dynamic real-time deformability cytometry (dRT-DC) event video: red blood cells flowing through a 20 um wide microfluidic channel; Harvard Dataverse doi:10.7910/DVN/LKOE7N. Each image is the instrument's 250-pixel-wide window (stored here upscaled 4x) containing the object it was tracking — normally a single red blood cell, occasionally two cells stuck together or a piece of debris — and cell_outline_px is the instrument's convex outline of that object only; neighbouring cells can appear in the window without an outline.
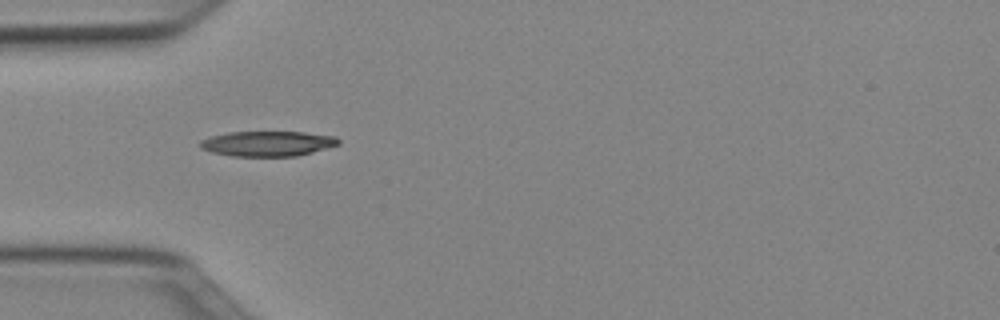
{"species": "Egyptian fruit bat (a non-hibernating species)", "species_latin": "Rousettus aegyptiacus", "temperature_condition": "cold", "stored_images_in_passage": 38, "camera_frame_rate_fps": 3000, "um_per_image_px": 0.085, "animal": {"sex": "female"}, "frame": {"image": 1, "passage_image": 3, "time_ms": 0.667, "image_size_px": [1000, 320], "cell_outline_px": [[340, 144], [312, 152], [296, 156], [232, 156], [212, 152], [200, 148], [200, 140], [208, 136], [228, 132], [304, 132], [336, 136], [340, 140]], "centroid_in_image_um": [22.73, 12.2], "position_along_channel_um": 62.3, "area_um2": 20.35}}
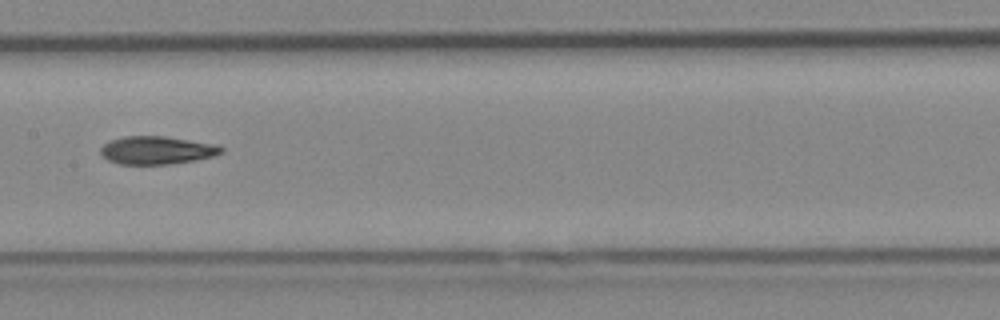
{"frame": {"image": 2, "passage_image": 13, "time_ms": 4.0, "image_size_px": [1000, 320], "cell_outline_px": [[224, 152], [212, 156], [196, 160], [168, 164], [120, 164], [108, 160], [100, 152], [100, 148], [108, 140], [124, 136], [164, 136], [220, 144], [224, 148]], "centroid_in_image_um": [13.36, 12.76], "position_along_channel_um": 194.0, "area_um2": 19.88}}
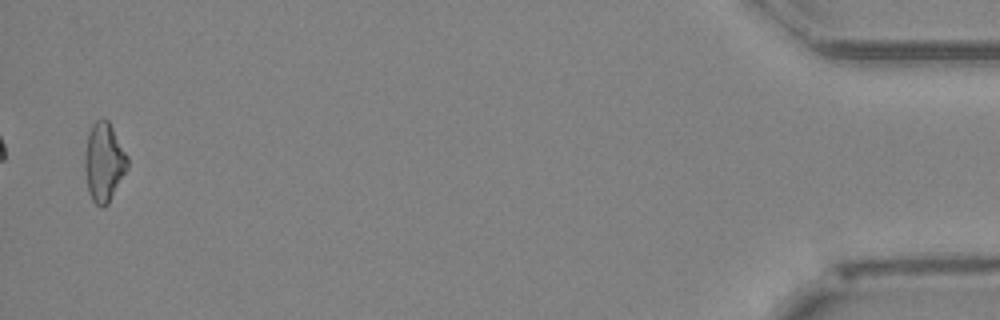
{"frame": {"image": 3, "passage_image": 37, "time_ms": 12.0, "image_size_px": [1000, 320], "cell_outline_px": [[128, 168], [108, 204], [104, 208], [96, 204], [92, 200], [88, 192], [84, 168], [84, 152], [88, 132], [92, 124], [96, 120], [104, 116], [108, 120], [128, 156]], "centroid_in_image_um": [8.82, 13.77], "position_along_channel_um": 426.4, "area_um2": 19.94}, "authors_computed_cell_mechanics": {"area_um2": 19.6231, "velocity_mm_per_s": 3.9994, "shape_relaxation_time_tau1_ms": 7.016, "shape_relaxation_time_tau2_ms": 6.0564, "deformation_change_tau1": 0.1919, "deformation_change_tau2": 0.1601}}